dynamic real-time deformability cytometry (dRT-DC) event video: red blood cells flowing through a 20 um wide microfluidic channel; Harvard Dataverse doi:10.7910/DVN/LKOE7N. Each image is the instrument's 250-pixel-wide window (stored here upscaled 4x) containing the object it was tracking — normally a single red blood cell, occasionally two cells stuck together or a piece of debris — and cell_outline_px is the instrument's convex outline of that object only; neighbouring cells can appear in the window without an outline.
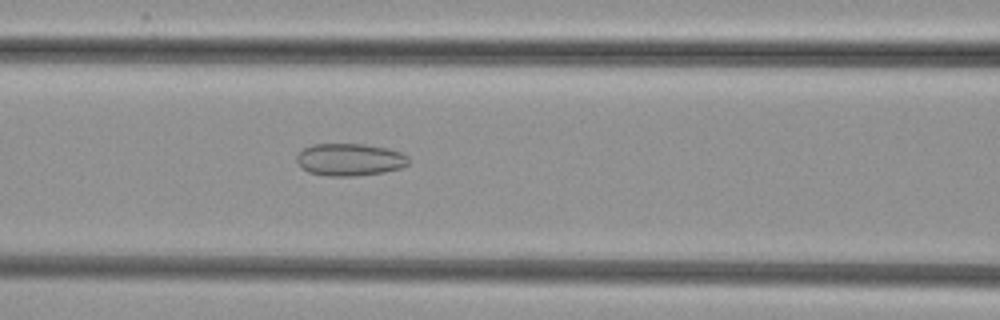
{"species": "common noctule bat (a hibernating species)", "species_latin": "Nyctalus noctula", "temperature_condition": "cold", "stored_images_in_passage": 52, "camera_frame_rate_fps": 3000, "um_per_image_px": 0.085, "animal": {"sex": "female", "body_mass_g": 29.2, "forearm_length_mm": 56.3}, "frame": {"image": 1, "passage_image": 22, "time_ms": 7.0, "image_size_px": [1000, 320], "cell_outline_px": [[408, 164], [400, 168], [384, 172], [356, 176], [328, 176], [308, 172], [300, 168], [296, 160], [296, 156], [304, 148], [312, 144], [364, 144], [388, 148], [400, 152], [408, 156]], "centroid_in_image_um": [29.7, 13.57], "position_along_channel_um": 136.9, "area_um2": 21.21}}
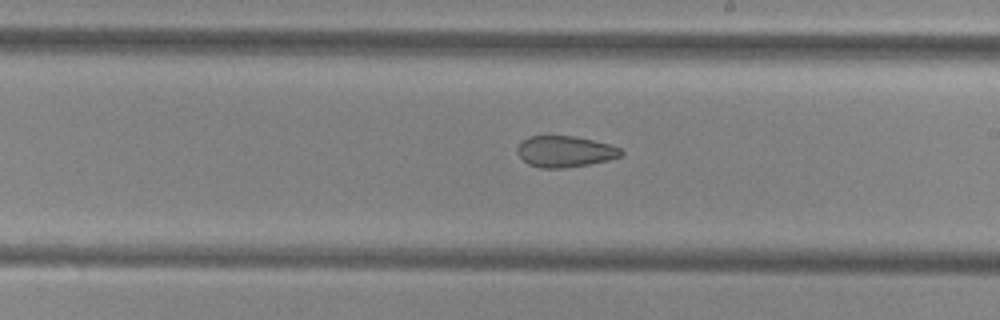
{"frame": {"image": 2, "passage_image": 30, "time_ms": 9.667, "image_size_px": [1000, 320], "cell_outline_px": [[624, 156], [608, 160], [588, 164], [564, 168], [540, 168], [528, 164], [516, 152], [516, 148], [520, 140], [528, 136], [576, 136], [608, 144], [620, 148], [624, 152]], "centroid_in_image_um": [48.0, 12.87], "position_along_channel_um": 241.0, "area_um2": 19.02}}
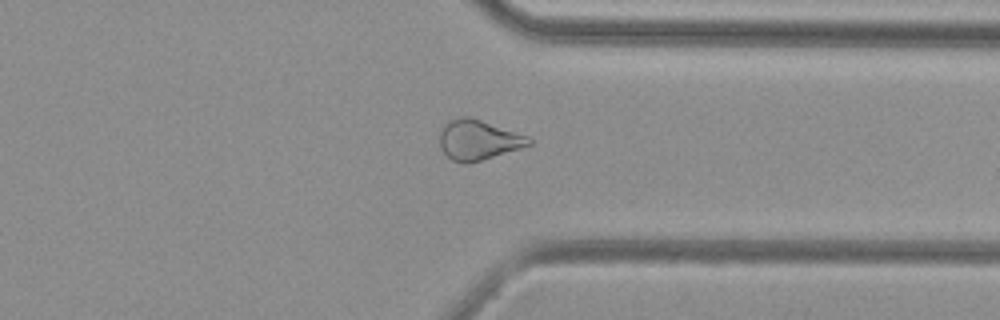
{"frame": {"image": 3, "passage_image": 40, "time_ms": 13.0, "image_size_px": [1000, 320], "cell_outline_px": [[532, 144], [520, 148], [468, 164], [464, 164], [452, 160], [440, 148], [440, 132], [444, 124], [448, 120], [464, 116], [468, 116], [528, 136], [532, 140]], "centroid_in_image_um": [40.63, 11.9], "position_along_channel_um": 370.8, "area_um2": 20.58}}